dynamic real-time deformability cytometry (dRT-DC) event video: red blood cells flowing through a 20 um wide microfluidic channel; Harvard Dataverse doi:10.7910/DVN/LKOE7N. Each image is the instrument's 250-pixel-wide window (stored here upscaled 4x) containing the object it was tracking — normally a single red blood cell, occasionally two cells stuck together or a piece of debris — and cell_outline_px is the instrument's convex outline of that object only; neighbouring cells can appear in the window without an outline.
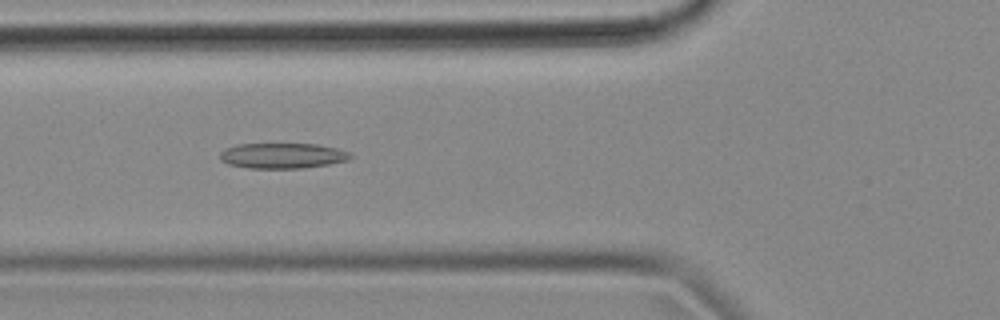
{"species": "common noctule bat (a hibernating species)", "species_latin": "Nyctalus noctula", "temperature_condition": "cold", "stored_images_in_passage": 54, "camera_frame_rate_fps": 3000, "um_per_image_px": 0.085, "animal": {"sex": "female", "body_mass_g": 18.4}, "frame": {"image": 1, "passage_image": 19, "time_ms": 6.0, "image_size_px": [1000, 320], "cell_outline_px": [[352, 156], [348, 160], [328, 164], [300, 168], [248, 168], [228, 164], [220, 160], [220, 152], [224, 148], [236, 144], [316, 144], [336, 148], [348, 152]], "centroid_in_image_um": [23.95, 13.23], "position_along_channel_um": 101.8, "area_um2": 19.25}}
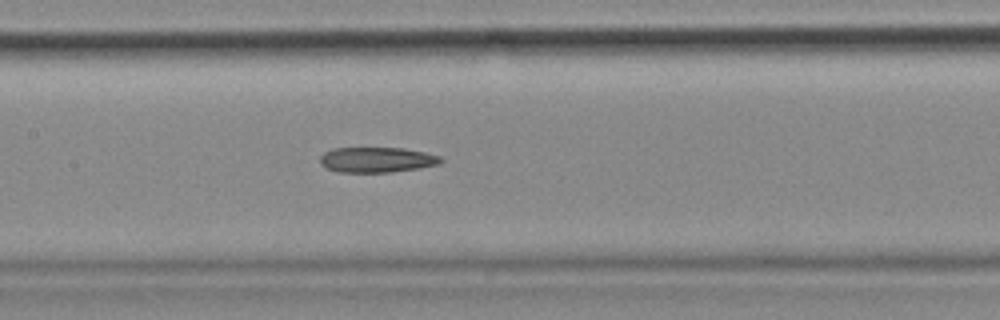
{"frame": {"image": 2, "passage_image": 25, "time_ms": 8.0, "image_size_px": [1000, 320], "cell_outline_px": [[444, 160], [440, 164], [420, 168], [392, 172], [340, 172], [328, 168], [320, 164], [320, 156], [324, 152], [332, 148], [400, 148], [424, 152], [440, 156]], "centroid_in_image_um": [32.04, 13.58], "position_along_channel_um": 175.4, "area_um2": 17.8}}
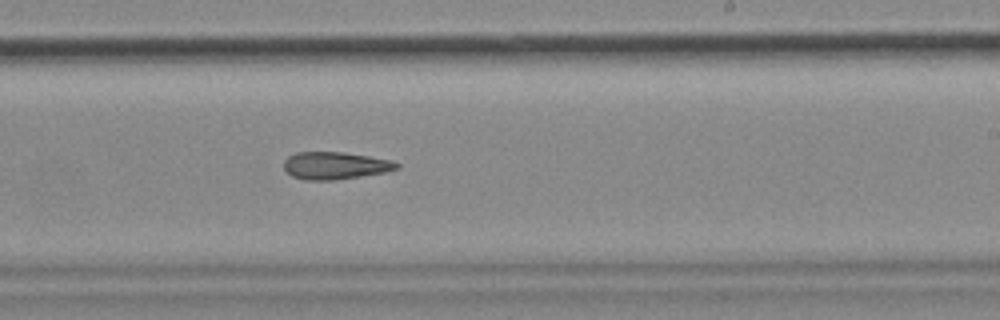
{"frame": {"image": 3, "passage_image": 32, "time_ms": 10.333, "image_size_px": [1000, 320], "cell_outline_px": [[400, 168], [384, 172], [360, 176], [332, 180], [304, 180], [292, 176], [284, 168], [284, 160], [288, 156], [296, 152], [340, 152], [368, 156], [392, 160], [400, 164]], "centroid_in_image_um": [28.48, 14.07], "position_along_channel_um": 260.5, "area_um2": 17.92}}